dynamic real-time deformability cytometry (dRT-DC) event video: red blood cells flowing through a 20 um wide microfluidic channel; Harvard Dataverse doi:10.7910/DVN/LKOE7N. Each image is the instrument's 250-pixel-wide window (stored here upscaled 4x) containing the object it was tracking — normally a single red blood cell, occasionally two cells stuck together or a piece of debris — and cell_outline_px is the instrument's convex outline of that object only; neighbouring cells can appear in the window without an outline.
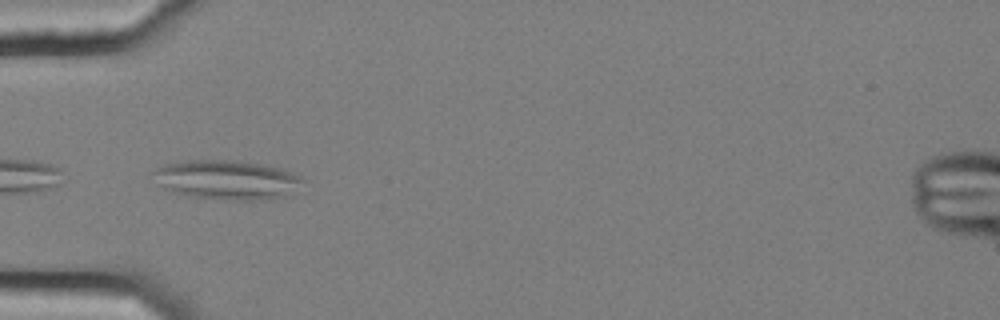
{"species": "common noctule bat (a hibernating species)", "species_latin": "Nyctalus noctula", "temperature_condition": "cold", "stored_images_in_passage": 4, "camera_frame_rate_fps": 3000, "um_per_image_px": 0.085, "animal": {"sex": "female", "body_mass_g": 25.1}, "frame": {"image": 1, "passage_image": 1, "time_ms": 0.0, "image_size_px": [1000, 320], "cell_outline_px": [[304, 180], [292, 196], [264, 200], [232, 200], [192, 196], [172, 192], [156, 184], [148, 172], [164, 164], [184, 160], [240, 160], [268, 164], [284, 168], [300, 176]], "centroid_in_image_um": [19.29, 15.27], "position_along_channel_um": 65.7, "area_um2": 35.32}}